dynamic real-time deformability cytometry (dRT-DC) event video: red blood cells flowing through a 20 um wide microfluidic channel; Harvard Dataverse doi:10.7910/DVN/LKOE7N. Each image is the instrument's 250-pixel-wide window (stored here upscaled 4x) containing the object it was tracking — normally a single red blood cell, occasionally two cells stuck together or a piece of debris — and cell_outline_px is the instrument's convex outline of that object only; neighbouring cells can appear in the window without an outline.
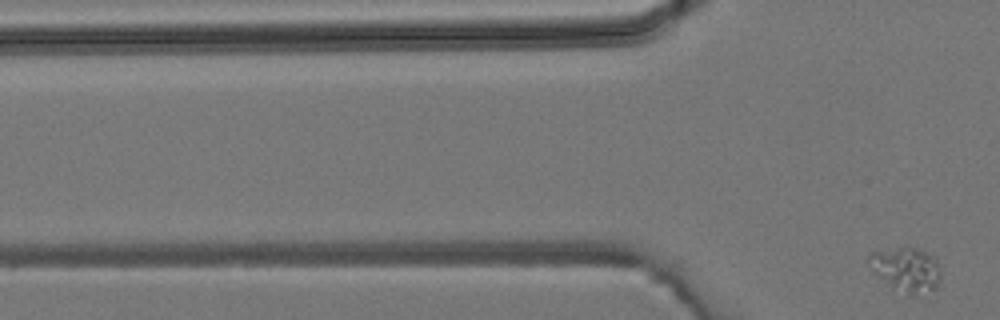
{"species": "common noctule bat (a hibernating species)", "species_latin": "Nyctalus noctula", "temperature_condition": "room temperature", "stored_images_in_passage": 6, "camera_frame_rate_fps": 3000, "um_per_image_px": 0.085, "animal": {"sex": "male", "body_mass_g": 19.2, "forearm_length_mm": 51.8}, "frame": {"image": 1, "passage_image": 6, "time_ms": 7.0, "image_size_px": [1000, 320], "cell_outline_px": [[940, 280], [936, 288], [908, 296], [876, 276], [868, 260], [868, 252], [900, 248], [916, 248], [928, 252], [940, 264]], "centroid_in_image_um": [77.04, 22.89], "position_along_channel_um": 48.8, "area_um2": 18.38}}